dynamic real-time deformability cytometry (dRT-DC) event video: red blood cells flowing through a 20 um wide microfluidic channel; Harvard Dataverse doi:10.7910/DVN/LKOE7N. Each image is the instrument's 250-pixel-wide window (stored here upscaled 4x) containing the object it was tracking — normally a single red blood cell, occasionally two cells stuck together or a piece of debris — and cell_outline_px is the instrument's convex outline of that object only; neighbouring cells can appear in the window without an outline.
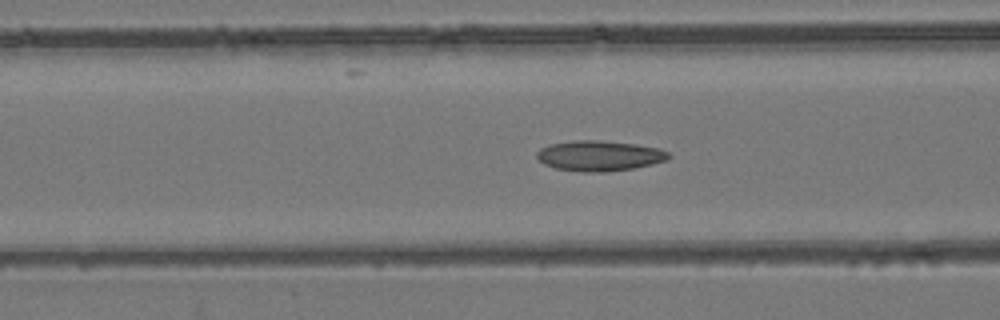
{"species": "common noctule bat (a hibernating species)", "species_latin": "Nyctalus noctula", "temperature_condition": "room temperature", "stored_images_in_passage": 53, "camera_frame_rate_fps": 3000, "um_per_image_px": 0.085, "animal": {"sex": "female", "body_mass_g": 24.6, "forearm_length_mm": 56.2}, "frame": {"image": 1, "passage_image": 20, "time_ms": 6.333, "image_size_px": [1000, 320], "cell_outline_px": [[672, 156], [668, 160], [652, 164], [632, 168], [604, 172], [584, 172], [556, 168], [544, 164], [536, 156], [536, 152], [540, 148], [548, 144], [576, 140], [600, 140], [636, 144], [660, 148], [668, 152]], "centroid_in_image_um": [50.96, 13.23], "position_along_channel_um": 115.6, "area_um2": 23.41}}
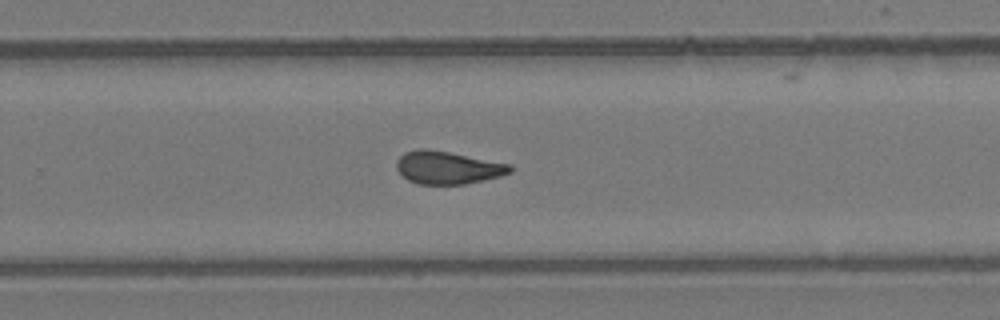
{"frame": {"image": 2, "passage_image": 34, "time_ms": 11.0, "image_size_px": [1000, 320], "cell_outline_px": [[512, 172], [500, 176], [464, 184], [416, 184], [408, 180], [396, 168], [396, 160], [404, 152], [416, 148], [428, 148], [512, 164]], "centroid_in_image_um": [38.04, 14.23], "position_along_channel_um": 291.8, "area_um2": 21.79}}
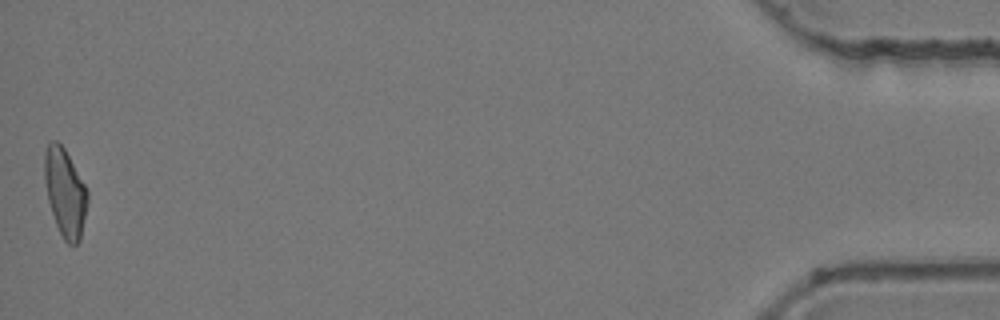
{"frame": {"image": 3, "passage_image": 53, "time_ms": 17.333, "image_size_px": [1000, 320], "cell_outline_px": [[88, 200], [80, 240], [76, 244], [68, 244], [64, 240], [56, 224], [48, 200], [44, 180], [44, 156], [48, 140], [56, 140], [64, 148], [84, 184], [88, 192]], "centroid_in_image_um": [5.51, 16.35], "position_along_channel_um": 429.7, "area_um2": 21.85}, "authors_computed_cell_mechanics": {"area_um2": 22.0218, "velocity_mm_per_s": 3.778, "shape_relaxation_time_tau1_ms": null, "shape_relaxation_time_tau2_ms": 3.5168, "deformation_change_tau1": null, "deformation_change_tau2": 0.1144}}